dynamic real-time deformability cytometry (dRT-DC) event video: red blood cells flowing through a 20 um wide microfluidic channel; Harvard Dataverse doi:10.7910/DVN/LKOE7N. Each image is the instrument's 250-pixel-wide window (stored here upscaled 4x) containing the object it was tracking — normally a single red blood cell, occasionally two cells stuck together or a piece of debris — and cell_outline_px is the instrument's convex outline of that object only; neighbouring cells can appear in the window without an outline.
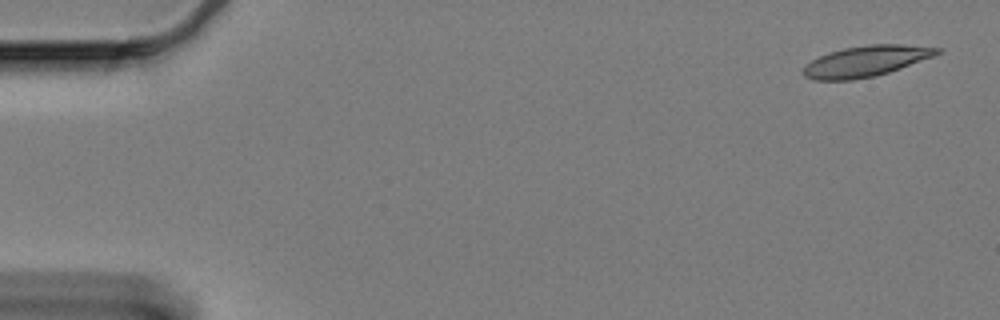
{"species": "Egyptian fruit bat (a non-hibernating species)", "species_latin": "Rousettus aegyptiacus", "temperature_condition": "cold", "stored_images_in_passage": 59, "camera_frame_rate_fps": 3000, "um_per_image_px": 0.085, "animal": {"sex": "female"}, "frame": {"image": 1, "passage_image": 1, "time_ms": 0.0, "image_size_px": [1000, 320], "cell_outline_px": [[944, 48], [940, 52], [932, 56], [900, 68], [876, 76], [852, 80], [812, 80], [804, 76], [800, 72], [804, 64], [828, 52], [844, 48], [868, 44], [900, 44]], "centroid_in_image_um": [73.53, 5.2], "position_along_channel_um": 11.5, "area_um2": 24.1}}
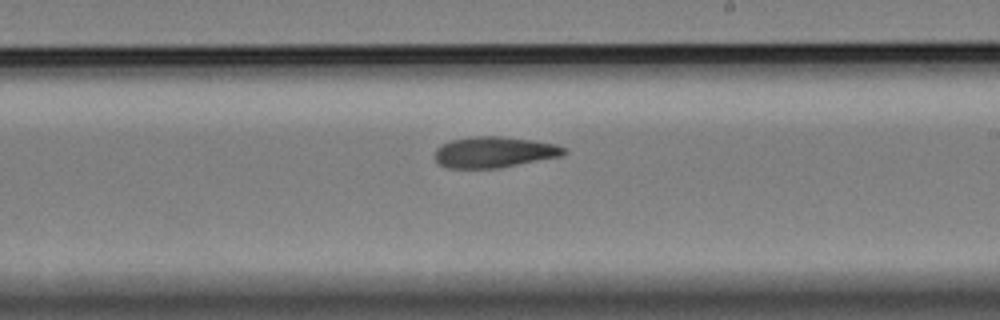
{"frame": {"image": 2, "passage_image": 34, "time_ms": 11.0, "image_size_px": [1000, 320], "cell_outline_px": [[568, 152], [564, 156], [500, 168], [448, 168], [440, 164], [436, 160], [436, 148], [440, 144], [452, 140], [476, 136], [500, 136], [532, 140], [556, 144], [568, 148]], "centroid_in_image_um": [42.08, 12.93], "position_along_channel_um": 246.9, "area_um2": 23.52}}
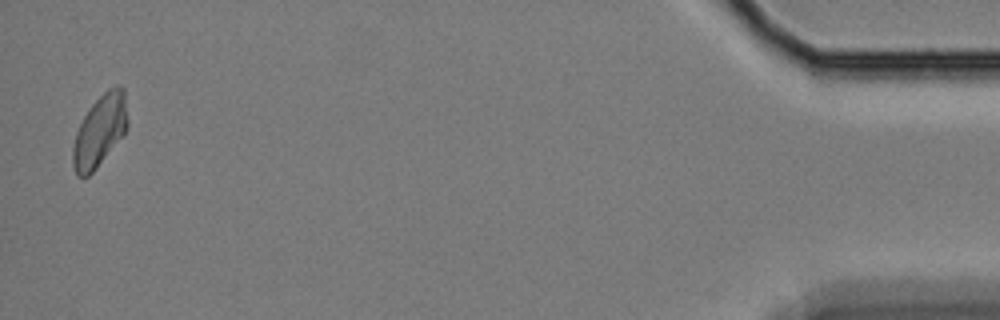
{"frame": {"image": 3, "passage_image": 58, "time_ms": 19.0, "image_size_px": [1000, 320], "cell_outline_px": [[128, 124], [124, 132], [96, 168], [88, 176], [76, 176], [72, 164], [72, 148], [76, 132], [84, 116], [92, 104], [108, 88], [116, 84], [120, 84], [124, 88], [128, 120]], "centroid_in_image_um": [8.47, 11.08], "position_along_channel_um": 426.7, "area_um2": 22.6}}